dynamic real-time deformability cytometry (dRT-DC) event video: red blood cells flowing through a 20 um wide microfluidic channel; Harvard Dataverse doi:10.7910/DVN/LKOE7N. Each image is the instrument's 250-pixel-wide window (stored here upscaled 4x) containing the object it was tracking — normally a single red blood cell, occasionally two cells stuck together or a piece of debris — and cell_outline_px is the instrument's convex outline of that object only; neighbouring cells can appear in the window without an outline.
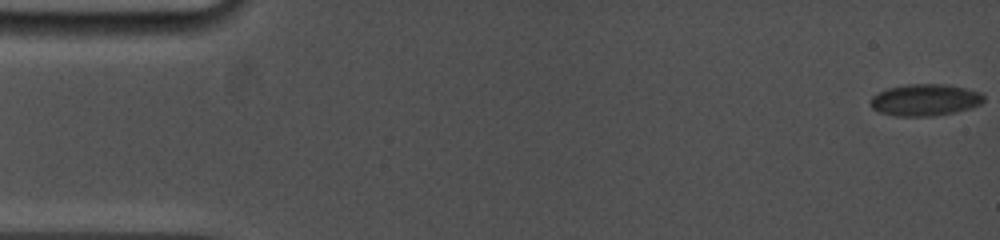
{"species": "common noctule bat (a hibernating species)", "species_latin": "Nyctalus noctula", "temperature_condition": "cold", "stored_images_in_passage": 31, "camera_frame_rate_fps": 5000, "um_per_image_px": 0.085, "animal": {"sex": "female", "body_mass_g": 19.0, "forearm_length_mm": 53.3}, "frame": {"image": 1, "passage_image": 1, "time_ms": 0.0, "image_size_px": [1000, 240], "cell_outline_px": [[984, 100], [980, 104], [972, 108], [956, 112], [932, 116], [896, 116], [880, 112], [872, 108], [872, 96], [888, 88], [908, 84], [948, 84], [980, 92], [984, 96]], "centroid_in_image_um": [78.66, 8.49], "position_along_channel_um": 6.3, "area_um2": 20.87}}
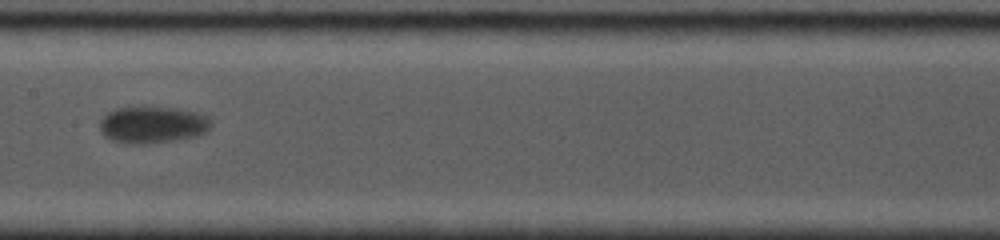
{"frame": {"image": 2, "passage_image": 19, "time_ms": 9.2, "image_size_px": [1000, 240], "cell_outline_px": [[212, 124], [204, 132], [196, 136], [172, 140], [144, 144], [128, 144], [112, 140], [104, 136], [100, 132], [100, 120], [108, 112], [116, 108], [176, 108], [196, 112], [212, 120]], "centroid_in_image_um": [12.93, 10.62], "position_along_channel_um": 194.5, "area_um2": 23.52}}
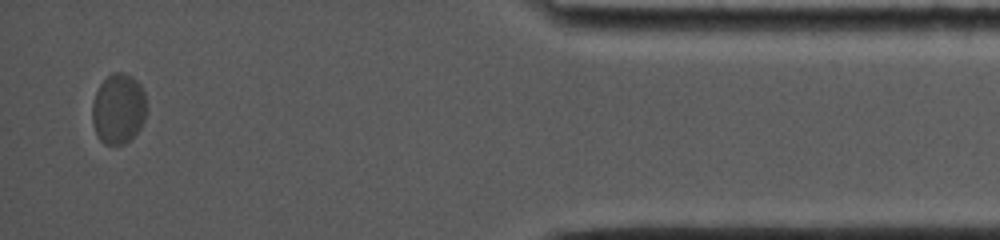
{"frame": {"image": 3, "passage_image": 31, "time_ms": 17.0, "image_size_px": [1000, 240], "cell_outline_px": [[148, 108], [144, 120], [140, 128], [124, 144], [104, 144], [96, 136], [92, 124], [92, 104], [96, 92], [100, 84], [112, 72], [124, 72], [132, 76], [140, 84], [144, 92]], "centroid_in_image_um": [10.07, 9.24], "position_along_channel_um": 425.1, "area_um2": 22.54}, "authors_computed_cell_mechanics": {"area_um2": 21.3282, "velocity_mm_per_s": 3.5534, "shape_relaxation_time_tau1_ms": 0.6802, "shape_relaxation_time_tau2_ms": null, "deformation_change_tau1": 0.0513, "deformation_change_tau2": null}}